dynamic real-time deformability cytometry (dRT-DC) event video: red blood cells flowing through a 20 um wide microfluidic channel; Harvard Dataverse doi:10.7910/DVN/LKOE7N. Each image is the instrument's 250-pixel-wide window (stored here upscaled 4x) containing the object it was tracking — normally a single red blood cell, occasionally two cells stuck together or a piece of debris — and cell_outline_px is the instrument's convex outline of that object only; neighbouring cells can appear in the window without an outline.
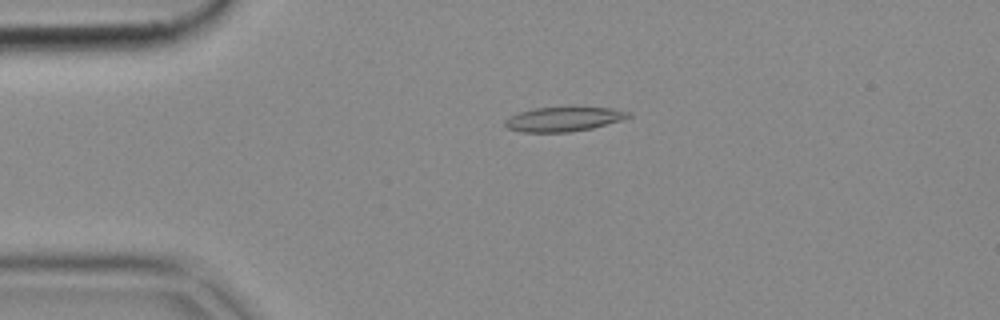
{"species": "common noctule bat (a hibernating species)", "species_latin": "Nyctalus noctula", "temperature_condition": "cold", "stored_images_in_passage": 52, "camera_frame_rate_fps": 3000, "um_per_image_px": 0.085, "animal": {"sex": "female", "body_mass_g": 18.4}, "frame": {"image": 1, "passage_image": 11, "time_ms": 3.333, "image_size_px": [1000, 320], "cell_outline_px": [[632, 116], [620, 120], [592, 128], [568, 132], [520, 132], [508, 128], [504, 124], [504, 120], [520, 112], [532, 108], [612, 108], [632, 112]], "centroid_in_image_um": [47.9, 10.13], "position_along_channel_um": 37.1, "area_um2": 17.28}}
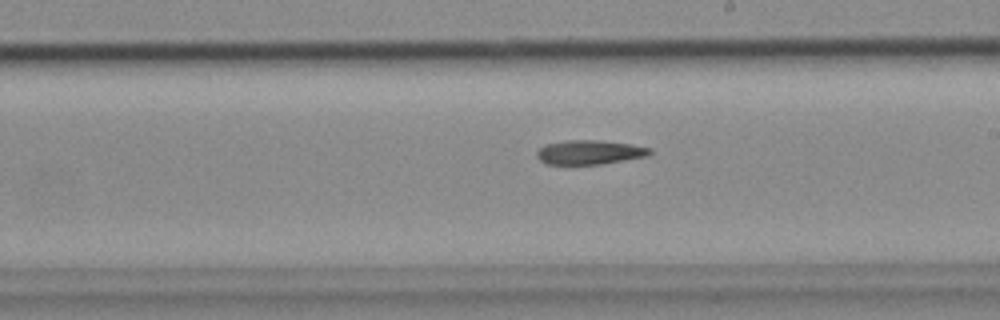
{"frame": {"image": 2, "passage_image": 29, "time_ms": 9.333, "image_size_px": [1000, 320], "cell_outline_px": [[652, 152], [648, 156], [600, 164], [568, 168], [544, 164], [536, 156], [536, 152], [544, 144], [568, 140], [596, 140], [628, 144], [652, 148]], "centroid_in_image_um": [50.01, 13.0], "position_along_channel_um": 239.0, "area_um2": 16.7}}
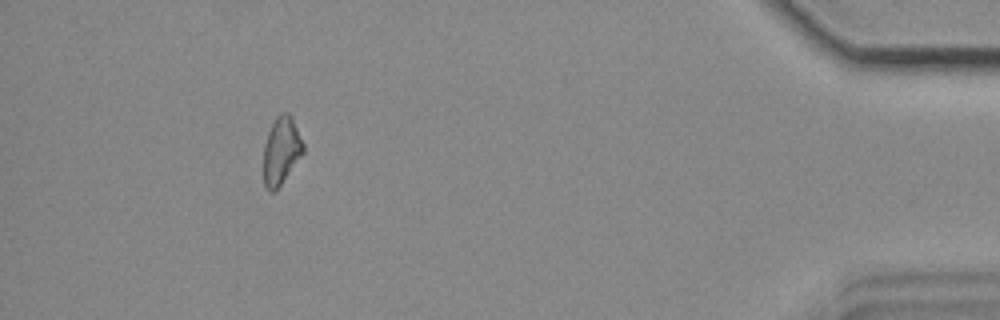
{"frame": {"image": 3, "passage_image": 47, "time_ms": 15.333, "image_size_px": [1000, 320], "cell_outline_px": [[304, 152], [280, 184], [272, 192], [268, 192], [264, 184], [264, 144], [268, 132], [276, 116], [280, 112], [288, 112], [292, 116], [304, 144]], "centroid_in_image_um": [23.91, 12.76], "position_along_channel_um": 411.3, "area_um2": 15.49}}